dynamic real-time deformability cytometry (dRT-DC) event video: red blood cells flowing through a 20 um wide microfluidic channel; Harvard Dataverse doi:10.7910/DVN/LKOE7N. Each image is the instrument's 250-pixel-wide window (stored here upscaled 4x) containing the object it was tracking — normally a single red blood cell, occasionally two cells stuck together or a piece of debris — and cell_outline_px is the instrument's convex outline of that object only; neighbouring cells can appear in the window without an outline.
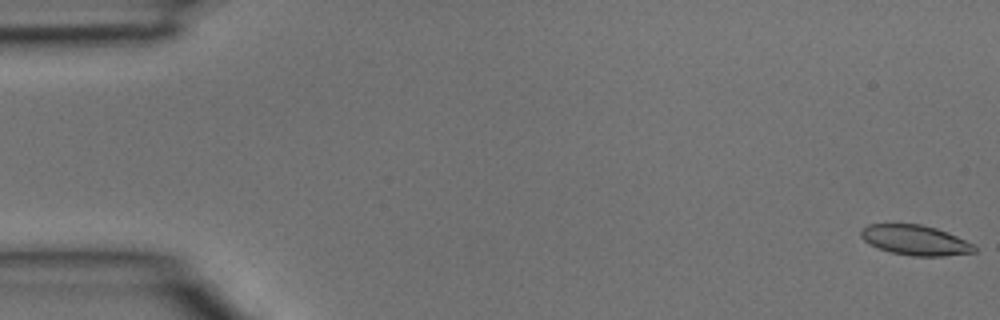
{"species": "common noctule bat (a hibernating species)", "species_latin": "Nyctalus noctula", "temperature_condition": "room temperature", "stored_images_in_passage": 7, "camera_frame_rate_fps": 3000, "um_per_image_px": 0.085, "animal": {"sex": "male", "body_mass_g": 15.6}, "frame": {"image": 1, "passage_image": 1, "time_ms": 0.0, "image_size_px": [1000, 320], "cell_outline_px": [[976, 252], [944, 256], [912, 256], [892, 252], [868, 244], [860, 236], [860, 232], [868, 224], [920, 224], [936, 228], [976, 244]], "centroid_in_image_um": [77.82, 20.42], "position_along_channel_um": 7.2, "area_um2": 19.83}}